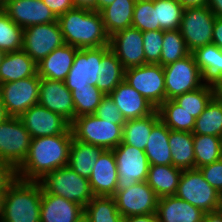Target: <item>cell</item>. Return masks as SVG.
Returning <instances> with one entry per match:
<instances>
[{"mask_svg": "<svg viewBox=\"0 0 222 222\" xmlns=\"http://www.w3.org/2000/svg\"><path fill=\"white\" fill-rule=\"evenodd\" d=\"M72 140L71 127L64 134L32 138L28 156L16 170L17 179L38 182L46 174L67 166Z\"/></svg>", "mask_w": 222, "mask_h": 222, "instance_id": "cell-1", "label": "cell"}, {"mask_svg": "<svg viewBox=\"0 0 222 222\" xmlns=\"http://www.w3.org/2000/svg\"><path fill=\"white\" fill-rule=\"evenodd\" d=\"M65 44L77 49L108 46L107 34L100 12L86 8L68 10L57 18Z\"/></svg>", "mask_w": 222, "mask_h": 222, "instance_id": "cell-2", "label": "cell"}, {"mask_svg": "<svg viewBox=\"0 0 222 222\" xmlns=\"http://www.w3.org/2000/svg\"><path fill=\"white\" fill-rule=\"evenodd\" d=\"M41 197L39 182L16 178L5 191L0 222H40Z\"/></svg>", "mask_w": 222, "mask_h": 222, "instance_id": "cell-3", "label": "cell"}, {"mask_svg": "<svg viewBox=\"0 0 222 222\" xmlns=\"http://www.w3.org/2000/svg\"><path fill=\"white\" fill-rule=\"evenodd\" d=\"M38 182L43 191L76 202L83 208L94 197L89 179L81 177L68 165L46 174Z\"/></svg>", "mask_w": 222, "mask_h": 222, "instance_id": "cell-4", "label": "cell"}, {"mask_svg": "<svg viewBox=\"0 0 222 222\" xmlns=\"http://www.w3.org/2000/svg\"><path fill=\"white\" fill-rule=\"evenodd\" d=\"M73 137L84 143L112 150L122 142L123 127L98 118L96 115H83L71 123Z\"/></svg>", "mask_w": 222, "mask_h": 222, "instance_id": "cell-5", "label": "cell"}, {"mask_svg": "<svg viewBox=\"0 0 222 222\" xmlns=\"http://www.w3.org/2000/svg\"><path fill=\"white\" fill-rule=\"evenodd\" d=\"M175 196L205 213L220 209L221 194L204 179L199 169L182 171Z\"/></svg>", "mask_w": 222, "mask_h": 222, "instance_id": "cell-6", "label": "cell"}, {"mask_svg": "<svg viewBox=\"0 0 222 222\" xmlns=\"http://www.w3.org/2000/svg\"><path fill=\"white\" fill-rule=\"evenodd\" d=\"M31 139L19 117L6 118L0 123V162L17 170L28 156Z\"/></svg>", "mask_w": 222, "mask_h": 222, "instance_id": "cell-7", "label": "cell"}, {"mask_svg": "<svg viewBox=\"0 0 222 222\" xmlns=\"http://www.w3.org/2000/svg\"><path fill=\"white\" fill-rule=\"evenodd\" d=\"M215 18L208 6L184 8L179 30L191 53L212 43Z\"/></svg>", "mask_w": 222, "mask_h": 222, "instance_id": "cell-8", "label": "cell"}, {"mask_svg": "<svg viewBox=\"0 0 222 222\" xmlns=\"http://www.w3.org/2000/svg\"><path fill=\"white\" fill-rule=\"evenodd\" d=\"M124 81L156 108L166 101L164 69L160 64L125 69Z\"/></svg>", "mask_w": 222, "mask_h": 222, "instance_id": "cell-9", "label": "cell"}, {"mask_svg": "<svg viewBox=\"0 0 222 222\" xmlns=\"http://www.w3.org/2000/svg\"><path fill=\"white\" fill-rule=\"evenodd\" d=\"M112 150L118 172L116 191H122L137 182L147 180L150 164L144 150L124 142Z\"/></svg>", "mask_w": 222, "mask_h": 222, "instance_id": "cell-10", "label": "cell"}, {"mask_svg": "<svg viewBox=\"0 0 222 222\" xmlns=\"http://www.w3.org/2000/svg\"><path fill=\"white\" fill-rule=\"evenodd\" d=\"M40 81L41 78L36 74L0 84V98L8 116L20 117L26 110L38 104Z\"/></svg>", "mask_w": 222, "mask_h": 222, "instance_id": "cell-11", "label": "cell"}, {"mask_svg": "<svg viewBox=\"0 0 222 222\" xmlns=\"http://www.w3.org/2000/svg\"><path fill=\"white\" fill-rule=\"evenodd\" d=\"M166 100L201 87V72L192 53L184 58L163 66Z\"/></svg>", "mask_w": 222, "mask_h": 222, "instance_id": "cell-12", "label": "cell"}, {"mask_svg": "<svg viewBox=\"0 0 222 222\" xmlns=\"http://www.w3.org/2000/svg\"><path fill=\"white\" fill-rule=\"evenodd\" d=\"M65 44L58 21L39 24L24 29V50L36 63Z\"/></svg>", "mask_w": 222, "mask_h": 222, "instance_id": "cell-13", "label": "cell"}, {"mask_svg": "<svg viewBox=\"0 0 222 222\" xmlns=\"http://www.w3.org/2000/svg\"><path fill=\"white\" fill-rule=\"evenodd\" d=\"M110 49V45L99 48L79 49L74 57L73 65L65 79V85L73 91L77 88L96 86L102 56Z\"/></svg>", "mask_w": 222, "mask_h": 222, "instance_id": "cell-14", "label": "cell"}, {"mask_svg": "<svg viewBox=\"0 0 222 222\" xmlns=\"http://www.w3.org/2000/svg\"><path fill=\"white\" fill-rule=\"evenodd\" d=\"M122 217L156 214L159 197L146 181L137 182L113 195Z\"/></svg>", "mask_w": 222, "mask_h": 222, "instance_id": "cell-15", "label": "cell"}, {"mask_svg": "<svg viewBox=\"0 0 222 222\" xmlns=\"http://www.w3.org/2000/svg\"><path fill=\"white\" fill-rule=\"evenodd\" d=\"M143 32L129 27L110 36V49L125 69L145 64Z\"/></svg>", "mask_w": 222, "mask_h": 222, "instance_id": "cell-16", "label": "cell"}, {"mask_svg": "<svg viewBox=\"0 0 222 222\" xmlns=\"http://www.w3.org/2000/svg\"><path fill=\"white\" fill-rule=\"evenodd\" d=\"M31 138L49 137L64 134L71 124L61 115L37 104L19 117Z\"/></svg>", "mask_w": 222, "mask_h": 222, "instance_id": "cell-17", "label": "cell"}, {"mask_svg": "<svg viewBox=\"0 0 222 222\" xmlns=\"http://www.w3.org/2000/svg\"><path fill=\"white\" fill-rule=\"evenodd\" d=\"M8 17L21 28L56 22V15L42 0H14L4 5Z\"/></svg>", "mask_w": 222, "mask_h": 222, "instance_id": "cell-18", "label": "cell"}, {"mask_svg": "<svg viewBox=\"0 0 222 222\" xmlns=\"http://www.w3.org/2000/svg\"><path fill=\"white\" fill-rule=\"evenodd\" d=\"M38 104L61 115L70 124L75 120L72 94L64 81L41 78Z\"/></svg>", "mask_w": 222, "mask_h": 222, "instance_id": "cell-19", "label": "cell"}, {"mask_svg": "<svg viewBox=\"0 0 222 222\" xmlns=\"http://www.w3.org/2000/svg\"><path fill=\"white\" fill-rule=\"evenodd\" d=\"M117 164L113 150H104L95 162L89 178L94 196H113L117 188Z\"/></svg>", "mask_w": 222, "mask_h": 222, "instance_id": "cell-20", "label": "cell"}, {"mask_svg": "<svg viewBox=\"0 0 222 222\" xmlns=\"http://www.w3.org/2000/svg\"><path fill=\"white\" fill-rule=\"evenodd\" d=\"M126 120L151 115L157 108L125 81L109 94Z\"/></svg>", "mask_w": 222, "mask_h": 222, "instance_id": "cell-21", "label": "cell"}, {"mask_svg": "<svg viewBox=\"0 0 222 222\" xmlns=\"http://www.w3.org/2000/svg\"><path fill=\"white\" fill-rule=\"evenodd\" d=\"M82 213L80 204L42 190L40 222H75Z\"/></svg>", "mask_w": 222, "mask_h": 222, "instance_id": "cell-22", "label": "cell"}, {"mask_svg": "<svg viewBox=\"0 0 222 222\" xmlns=\"http://www.w3.org/2000/svg\"><path fill=\"white\" fill-rule=\"evenodd\" d=\"M204 214L201 209L175 195L158 199L156 211L158 222H203Z\"/></svg>", "mask_w": 222, "mask_h": 222, "instance_id": "cell-23", "label": "cell"}, {"mask_svg": "<svg viewBox=\"0 0 222 222\" xmlns=\"http://www.w3.org/2000/svg\"><path fill=\"white\" fill-rule=\"evenodd\" d=\"M78 50L68 44L55 49L37 63V74L40 78L65 81Z\"/></svg>", "mask_w": 222, "mask_h": 222, "instance_id": "cell-24", "label": "cell"}, {"mask_svg": "<svg viewBox=\"0 0 222 222\" xmlns=\"http://www.w3.org/2000/svg\"><path fill=\"white\" fill-rule=\"evenodd\" d=\"M192 54L201 72L202 84L214 87L222 81V49L211 43L197 48Z\"/></svg>", "mask_w": 222, "mask_h": 222, "instance_id": "cell-25", "label": "cell"}, {"mask_svg": "<svg viewBox=\"0 0 222 222\" xmlns=\"http://www.w3.org/2000/svg\"><path fill=\"white\" fill-rule=\"evenodd\" d=\"M37 74V63L24 51L6 53L0 64V84L15 82Z\"/></svg>", "mask_w": 222, "mask_h": 222, "instance_id": "cell-26", "label": "cell"}, {"mask_svg": "<svg viewBox=\"0 0 222 222\" xmlns=\"http://www.w3.org/2000/svg\"><path fill=\"white\" fill-rule=\"evenodd\" d=\"M136 0H114L100 11L105 30L109 36L132 26Z\"/></svg>", "mask_w": 222, "mask_h": 222, "instance_id": "cell-27", "label": "cell"}, {"mask_svg": "<svg viewBox=\"0 0 222 222\" xmlns=\"http://www.w3.org/2000/svg\"><path fill=\"white\" fill-rule=\"evenodd\" d=\"M182 171L173 165H150L146 182L159 198L175 195Z\"/></svg>", "mask_w": 222, "mask_h": 222, "instance_id": "cell-28", "label": "cell"}, {"mask_svg": "<svg viewBox=\"0 0 222 222\" xmlns=\"http://www.w3.org/2000/svg\"><path fill=\"white\" fill-rule=\"evenodd\" d=\"M172 165L182 170L195 169L193 133L169 129Z\"/></svg>", "mask_w": 222, "mask_h": 222, "instance_id": "cell-29", "label": "cell"}, {"mask_svg": "<svg viewBox=\"0 0 222 222\" xmlns=\"http://www.w3.org/2000/svg\"><path fill=\"white\" fill-rule=\"evenodd\" d=\"M169 128L160 120L149 135L144 150L150 165H172Z\"/></svg>", "mask_w": 222, "mask_h": 222, "instance_id": "cell-30", "label": "cell"}, {"mask_svg": "<svg viewBox=\"0 0 222 222\" xmlns=\"http://www.w3.org/2000/svg\"><path fill=\"white\" fill-rule=\"evenodd\" d=\"M103 151L101 147L81 142L73 137L68 166L81 177L89 179L92 168Z\"/></svg>", "mask_w": 222, "mask_h": 222, "instance_id": "cell-31", "label": "cell"}, {"mask_svg": "<svg viewBox=\"0 0 222 222\" xmlns=\"http://www.w3.org/2000/svg\"><path fill=\"white\" fill-rule=\"evenodd\" d=\"M160 121L157 109L148 116L126 120L123 126L122 142L145 150L152 128Z\"/></svg>", "mask_w": 222, "mask_h": 222, "instance_id": "cell-32", "label": "cell"}, {"mask_svg": "<svg viewBox=\"0 0 222 222\" xmlns=\"http://www.w3.org/2000/svg\"><path fill=\"white\" fill-rule=\"evenodd\" d=\"M124 77L125 68L122 66L116 54L109 49L102 56L96 87L105 95H108L119 83L124 81Z\"/></svg>", "mask_w": 222, "mask_h": 222, "instance_id": "cell-33", "label": "cell"}, {"mask_svg": "<svg viewBox=\"0 0 222 222\" xmlns=\"http://www.w3.org/2000/svg\"><path fill=\"white\" fill-rule=\"evenodd\" d=\"M160 120L171 130L192 132L195 119L173 100L164 101L157 108Z\"/></svg>", "mask_w": 222, "mask_h": 222, "instance_id": "cell-34", "label": "cell"}, {"mask_svg": "<svg viewBox=\"0 0 222 222\" xmlns=\"http://www.w3.org/2000/svg\"><path fill=\"white\" fill-rule=\"evenodd\" d=\"M193 135L222 137V105L213 97L195 119Z\"/></svg>", "mask_w": 222, "mask_h": 222, "instance_id": "cell-35", "label": "cell"}, {"mask_svg": "<svg viewBox=\"0 0 222 222\" xmlns=\"http://www.w3.org/2000/svg\"><path fill=\"white\" fill-rule=\"evenodd\" d=\"M90 222H123L113 196H94L84 207Z\"/></svg>", "mask_w": 222, "mask_h": 222, "instance_id": "cell-36", "label": "cell"}, {"mask_svg": "<svg viewBox=\"0 0 222 222\" xmlns=\"http://www.w3.org/2000/svg\"><path fill=\"white\" fill-rule=\"evenodd\" d=\"M195 169L222 158L221 137L193 135Z\"/></svg>", "mask_w": 222, "mask_h": 222, "instance_id": "cell-37", "label": "cell"}, {"mask_svg": "<svg viewBox=\"0 0 222 222\" xmlns=\"http://www.w3.org/2000/svg\"><path fill=\"white\" fill-rule=\"evenodd\" d=\"M213 97V87L203 84L201 87L179 95L172 100L194 119H197Z\"/></svg>", "mask_w": 222, "mask_h": 222, "instance_id": "cell-38", "label": "cell"}, {"mask_svg": "<svg viewBox=\"0 0 222 222\" xmlns=\"http://www.w3.org/2000/svg\"><path fill=\"white\" fill-rule=\"evenodd\" d=\"M157 25L163 31L180 28L184 7L177 0H154Z\"/></svg>", "mask_w": 222, "mask_h": 222, "instance_id": "cell-39", "label": "cell"}, {"mask_svg": "<svg viewBox=\"0 0 222 222\" xmlns=\"http://www.w3.org/2000/svg\"><path fill=\"white\" fill-rule=\"evenodd\" d=\"M71 94L75 108V118L95 114L97 107L105 96L96 86L89 85L77 88L71 91Z\"/></svg>", "mask_w": 222, "mask_h": 222, "instance_id": "cell-40", "label": "cell"}, {"mask_svg": "<svg viewBox=\"0 0 222 222\" xmlns=\"http://www.w3.org/2000/svg\"><path fill=\"white\" fill-rule=\"evenodd\" d=\"M190 53L179 29L164 31L160 56L161 66L176 62Z\"/></svg>", "mask_w": 222, "mask_h": 222, "instance_id": "cell-41", "label": "cell"}, {"mask_svg": "<svg viewBox=\"0 0 222 222\" xmlns=\"http://www.w3.org/2000/svg\"><path fill=\"white\" fill-rule=\"evenodd\" d=\"M24 29L0 11V49L5 53L22 50Z\"/></svg>", "mask_w": 222, "mask_h": 222, "instance_id": "cell-42", "label": "cell"}, {"mask_svg": "<svg viewBox=\"0 0 222 222\" xmlns=\"http://www.w3.org/2000/svg\"><path fill=\"white\" fill-rule=\"evenodd\" d=\"M132 27L142 32L161 30L157 25L154 0H136L133 12Z\"/></svg>", "mask_w": 222, "mask_h": 222, "instance_id": "cell-43", "label": "cell"}, {"mask_svg": "<svg viewBox=\"0 0 222 222\" xmlns=\"http://www.w3.org/2000/svg\"><path fill=\"white\" fill-rule=\"evenodd\" d=\"M163 37V30L143 32L145 64H160Z\"/></svg>", "mask_w": 222, "mask_h": 222, "instance_id": "cell-44", "label": "cell"}, {"mask_svg": "<svg viewBox=\"0 0 222 222\" xmlns=\"http://www.w3.org/2000/svg\"><path fill=\"white\" fill-rule=\"evenodd\" d=\"M94 115L100 119L112 121V123L119 124L122 127L126 122V119L123 117L109 94L103 97Z\"/></svg>", "mask_w": 222, "mask_h": 222, "instance_id": "cell-45", "label": "cell"}, {"mask_svg": "<svg viewBox=\"0 0 222 222\" xmlns=\"http://www.w3.org/2000/svg\"><path fill=\"white\" fill-rule=\"evenodd\" d=\"M204 176V179L222 194V158L198 168Z\"/></svg>", "mask_w": 222, "mask_h": 222, "instance_id": "cell-46", "label": "cell"}, {"mask_svg": "<svg viewBox=\"0 0 222 222\" xmlns=\"http://www.w3.org/2000/svg\"><path fill=\"white\" fill-rule=\"evenodd\" d=\"M16 178V170L11 165L0 162V192H5Z\"/></svg>", "mask_w": 222, "mask_h": 222, "instance_id": "cell-47", "label": "cell"}, {"mask_svg": "<svg viewBox=\"0 0 222 222\" xmlns=\"http://www.w3.org/2000/svg\"><path fill=\"white\" fill-rule=\"evenodd\" d=\"M58 18L68 10L75 8L73 0H42Z\"/></svg>", "mask_w": 222, "mask_h": 222, "instance_id": "cell-48", "label": "cell"}, {"mask_svg": "<svg viewBox=\"0 0 222 222\" xmlns=\"http://www.w3.org/2000/svg\"><path fill=\"white\" fill-rule=\"evenodd\" d=\"M212 43L222 49V19L215 18Z\"/></svg>", "mask_w": 222, "mask_h": 222, "instance_id": "cell-49", "label": "cell"}, {"mask_svg": "<svg viewBox=\"0 0 222 222\" xmlns=\"http://www.w3.org/2000/svg\"><path fill=\"white\" fill-rule=\"evenodd\" d=\"M123 222H158V219L156 214H145L124 217Z\"/></svg>", "mask_w": 222, "mask_h": 222, "instance_id": "cell-50", "label": "cell"}, {"mask_svg": "<svg viewBox=\"0 0 222 222\" xmlns=\"http://www.w3.org/2000/svg\"><path fill=\"white\" fill-rule=\"evenodd\" d=\"M207 6L217 18L222 19V0H208Z\"/></svg>", "mask_w": 222, "mask_h": 222, "instance_id": "cell-51", "label": "cell"}, {"mask_svg": "<svg viewBox=\"0 0 222 222\" xmlns=\"http://www.w3.org/2000/svg\"><path fill=\"white\" fill-rule=\"evenodd\" d=\"M203 222H222V211L219 209L205 213Z\"/></svg>", "mask_w": 222, "mask_h": 222, "instance_id": "cell-52", "label": "cell"}, {"mask_svg": "<svg viewBox=\"0 0 222 222\" xmlns=\"http://www.w3.org/2000/svg\"><path fill=\"white\" fill-rule=\"evenodd\" d=\"M76 8H86L96 10V0H73Z\"/></svg>", "mask_w": 222, "mask_h": 222, "instance_id": "cell-53", "label": "cell"}, {"mask_svg": "<svg viewBox=\"0 0 222 222\" xmlns=\"http://www.w3.org/2000/svg\"><path fill=\"white\" fill-rule=\"evenodd\" d=\"M184 8L207 6L208 0H177Z\"/></svg>", "mask_w": 222, "mask_h": 222, "instance_id": "cell-54", "label": "cell"}, {"mask_svg": "<svg viewBox=\"0 0 222 222\" xmlns=\"http://www.w3.org/2000/svg\"><path fill=\"white\" fill-rule=\"evenodd\" d=\"M214 98L222 105V81L213 87Z\"/></svg>", "mask_w": 222, "mask_h": 222, "instance_id": "cell-55", "label": "cell"}, {"mask_svg": "<svg viewBox=\"0 0 222 222\" xmlns=\"http://www.w3.org/2000/svg\"><path fill=\"white\" fill-rule=\"evenodd\" d=\"M113 2L114 0H96V11L100 12L102 9H104L106 6H109Z\"/></svg>", "mask_w": 222, "mask_h": 222, "instance_id": "cell-56", "label": "cell"}, {"mask_svg": "<svg viewBox=\"0 0 222 222\" xmlns=\"http://www.w3.org/2000/svg\"><path fill=\"white\" fill-rule=\"evenodd\" d=\"M8 117L9 116L6 114L4 105H3L1 98H0V123L3 122Z\"/></svg>", "mask_w": 222, "mask_h": 222, "instance_id": "cell-57", "label": "cell"}, {"mask_svg": "<svg viewBox=\"0 0 222 222\" xmlns=\"http://www.w3.org/2000/svg\"><path fill=\"white\" fill-rule=\"evenodd\" d=\"M4 195H5V192H0V219H1V216H2Z\"/></svg>", "mask_w": 222, "mask_h": 222, "instance_id": "cell-58", "label": "cell"}, {"mask_svg": "<svg viewBox=\"0 0 222 222\" xmlns=\"http://www.w3.org/2000/svg\"><path fill=\"white\" fill-rule=\"evenodd\" d=\"M75 222H90V220L84 213H82Z\"/></svg>", "mask_w": 222, "mask_h": 222, "instance_id": "cell-59", "label": "cell"}, {"mask_svg": "<svg viewBox=\"0 0 222 222\" xmlns=\"http://www.w3.org/2000/svg\"><path fill=\"white\" fill-rule=\"evenodd\" d=\"M5 54L6 53L2 49H0V64L2 63V60H3L4 56H5Z\"/></svg>", "mask_w": 222, "mask_h": 222, "instance_id": "cell-60", "label": "cell"}, {"mask_svg": "<svg viewBox=\"0 0 222 222\" xmlns=\"http://www.w3.org/2000/svg\"><path fill=\"white\" fill-rule=\"evenodd\" d=\"M4 10V1L0 0V11Z\"/></svg>", "mask_w": 222, "mask_h": 222, "instance_id": "cell-61", "label": "cell"}, {"mask_svg": "<svg viewBox=\"0 0 222 222\" xmlns=\"http://www.w3.org/2000/svg\"><path fill=\"white\" fill-rule=\"evenodd\" d=\"M220 210L222 211V194H221V198H220Z\"/></svg>", "mask_w": 222, "mask_h": 222, "instance_id": "cell-62", "label": "cell"}, {"mask_svg": "<svg viewBox=\"0 0 222 222\" xmlns=\"http://www.w3.org/2000/svg\"><path fill=\"white\" fill-rule=\"evenodd\" d=\"M4 1V5L9 2V1H14V0H3Z\"/></svg>", "mask_w": 222, "mask_h": 222, "instance_id": "cell-63", "label": "cell"}]
</instances>
